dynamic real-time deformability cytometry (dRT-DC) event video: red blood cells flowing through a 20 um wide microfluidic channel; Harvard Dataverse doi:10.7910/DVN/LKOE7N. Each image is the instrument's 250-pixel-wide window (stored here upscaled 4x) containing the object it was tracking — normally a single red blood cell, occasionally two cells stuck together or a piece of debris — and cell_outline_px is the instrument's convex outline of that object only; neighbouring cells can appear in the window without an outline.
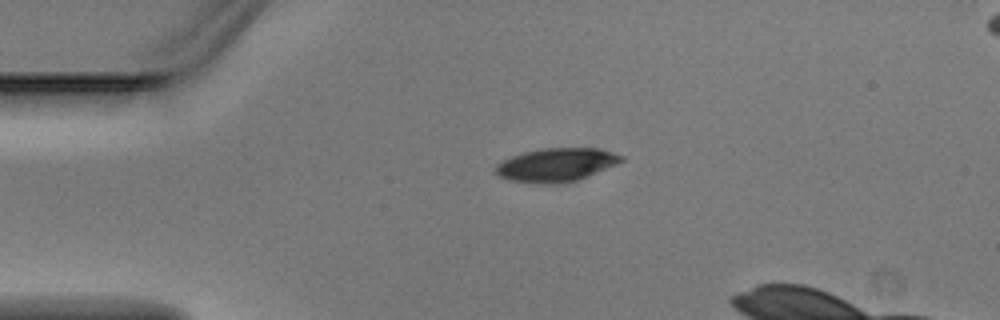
{"species": "Egyptian fruit bat (a non-hibernating species)", "species_latin": "Rousettus aegyptiacus", "temperature_condition": "warm", "stored_images_in_passage": 3, "camera_frame_rate_fps": 3000, "um_per_image_px": 0.085, "animal": {"sex": "male"}, "frame": {"image": 1, "passage_image": 1, "time_ms": 0.0, "image_size_px": [1000, 320], "cell_outline_px": [[624, 160], [616, 164], [576, 180], [556, 184], [536, 184], [508, 180], [500, 176], [496, 172], [496, 164], [512, 156], [524, 152], [544, 148], [600, 148], [624, 156]], "centroid_in_image_um": [47.27, 14.01], "position_along_channel_um": 37.7, "area_um2": 24.33}}
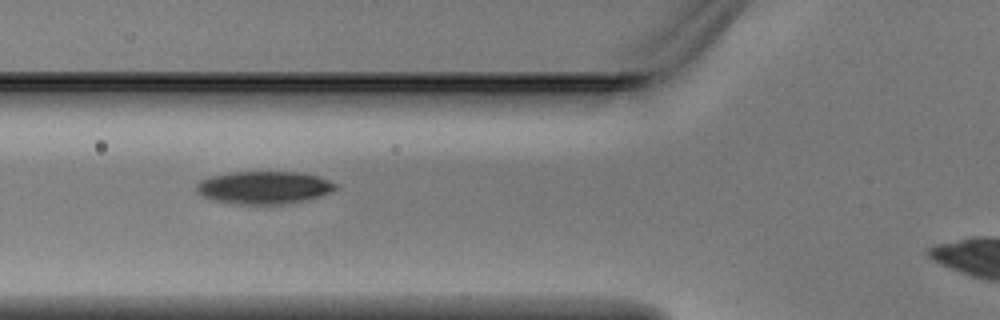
{"frame": {"image": 2, "passage_image": 3, "time_ms": 0.667, "image_size_px": [1000, 320], "cell_outline_px": [[336, 188], [320, 196], [304, 200], [280, 204], [232, 204], [212, 200], [196, 192], [196, 184], [200, 180], [212, 176], [232, 172], [296, 172], [316, 176], [328, 180], [336, 184]], "centroid_in_image_um": [22.37, 15.94], "position_along_channel_um": 103.4, "area_um2": 26.24}}